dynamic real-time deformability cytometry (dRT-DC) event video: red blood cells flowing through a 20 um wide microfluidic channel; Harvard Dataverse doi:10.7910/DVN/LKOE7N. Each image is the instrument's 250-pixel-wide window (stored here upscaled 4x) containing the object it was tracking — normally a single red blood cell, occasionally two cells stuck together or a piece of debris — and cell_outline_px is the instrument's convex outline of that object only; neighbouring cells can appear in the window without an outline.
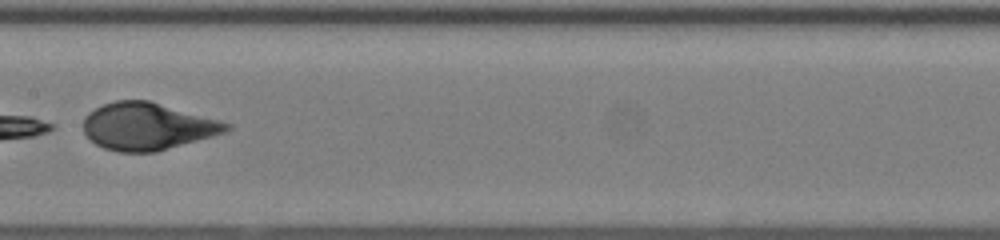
{"species": "human", "species_latin": "Homo sapiens", "temperature_condition": "room temperature", "stored_images_in_passage": 52, "camera_frame_rate_fps": 3000, "um_per_image_px": 0.085, "donor": {"sex": "female"}, "frame": {"image": 1, "passage_image": 30, "time_ms": 9.667, "image_size_px": [1000, 240], "cell_outline_px": [[232, 128], [228, 132], [156, 152], [120, 152], [104, 148], [96, 144], [84, 132], [84, 116], [88, 112], [104, 104], [116, 100], [148, 100], [232, 124]], "centroid_in_image_um": [12.54, 10.75], "position_along_channel_um": 194.9, "area_um2": 39.19}}
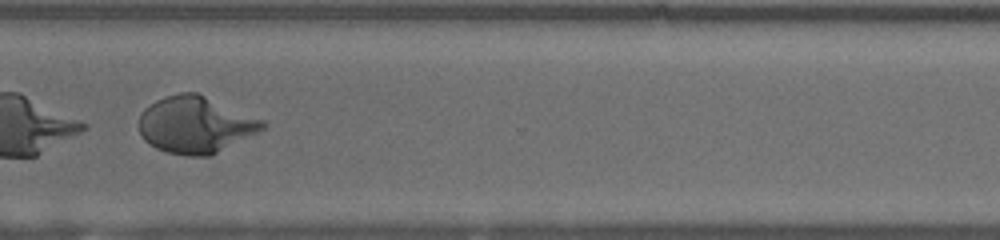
{"frame": {"image": 2, "passage_image": 42, "time_ms": 13.667, "image_size_px": [1000, 240], "cell_outline_px": [[268, 124], [264, 128], [208, 156], [188, 156], [168, 152], [156, 148], [144, 140], [140, 132], [140, 112], [144, 108], [156, 100], [164, 96], [180, 92], [196, 92], [264, 120]], "centroid_in_image_um": [16.58, 10.58], "position_along_channel_um": 354.0, "area_um2": 40.34}}